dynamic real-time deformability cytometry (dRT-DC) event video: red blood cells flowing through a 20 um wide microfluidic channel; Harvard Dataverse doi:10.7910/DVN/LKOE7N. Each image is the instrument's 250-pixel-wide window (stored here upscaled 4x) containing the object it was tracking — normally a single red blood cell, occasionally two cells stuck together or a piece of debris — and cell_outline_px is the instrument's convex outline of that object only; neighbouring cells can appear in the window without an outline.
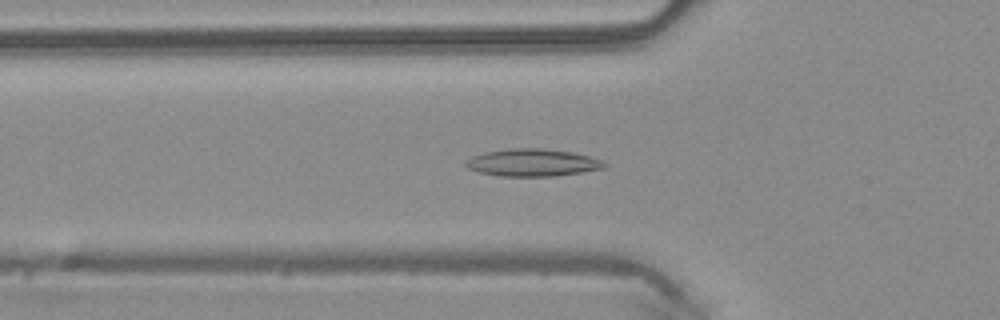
{"species": "common noctule bat (a hibernating species)", "species_latin": "Nyctalus noctula", "temperature_condition": "warm", "stored_images_in_passage": 48, "camera_frame_rate_fps": 3000, "um_per_image_px": 0.085, "animal": {"sex": "male", "body_mass_g": 20.4}, "frame": {"image": 1, "passage_image": 15, "time_ms": 4.667, "image_size_px": [1000, 320], "cell_outline_px": [[608, 164], [604, 168], [580, 172], [552, 176], [500, 176], [476, 172], [468, 168], [464, 164], [464, 160], [472, 156], [484, 152], [508, 148], [540, 148], [572, 152], [588, 156], [600, 160]], "centroid_in_image_um": [45.19, 13.82], "position_along_channel_um": 80.6, "area_um2": 22.14}}
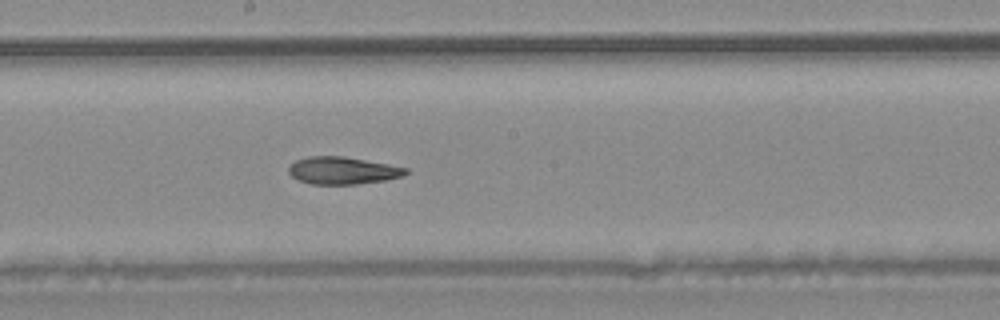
{"frame": {"image": 2, "passage_image": 25, "time_ms": 8.0, "image_size_px": [1000, 320], "cell_outline_px": [[408, 172], [404, 176], [384, 180], [356, 184], [308, 184], [292, 176], [288, 172], [288, 168], [296, 160], [308, 156], [344, 156], [388, 164], [408, 168]], "centroid_in_image_um": [29.13, 14.49], "position_along_channel_um": 219.1, "area_um2": 18.61}}
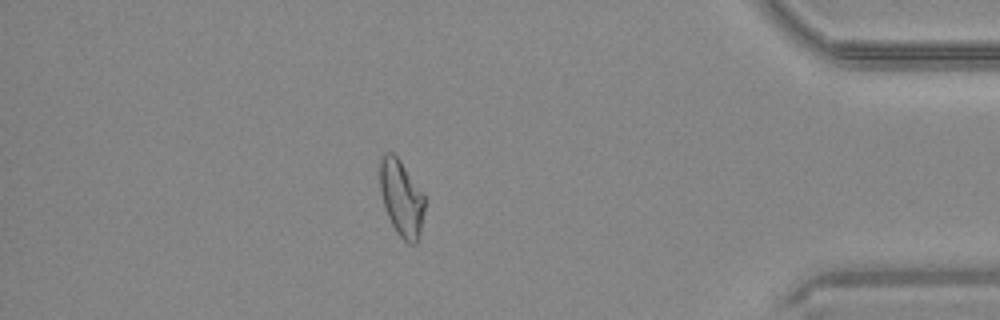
{"frame": {"image": 3, "passage_image": 41, "time_ms": 13.333, "image_size_px": [1000, 320], "cell_outline_px": [[428, 200], [420, 236], [416, 244], [408, 244], [396, 232], [388, 216], [380, 192], [380, 160], [384, 152], [392, 152], [400, 160], [424, 192]], "centroid_in_image_um": [34.18, 16.86], "position_along_channel_um": 401.0, "area_um2": 20.52}, "authors_computed_cell_mechanics": {"area_um2": 20.4901, "velocity_mm_per_s": 4.135, "shape_relaxation_time_tau1_ms": null, "shape_relaxation_time_tau2_ms": 4.1353, "deformation_change_tau1": null, "deformation_change_tau2": 0.117}}